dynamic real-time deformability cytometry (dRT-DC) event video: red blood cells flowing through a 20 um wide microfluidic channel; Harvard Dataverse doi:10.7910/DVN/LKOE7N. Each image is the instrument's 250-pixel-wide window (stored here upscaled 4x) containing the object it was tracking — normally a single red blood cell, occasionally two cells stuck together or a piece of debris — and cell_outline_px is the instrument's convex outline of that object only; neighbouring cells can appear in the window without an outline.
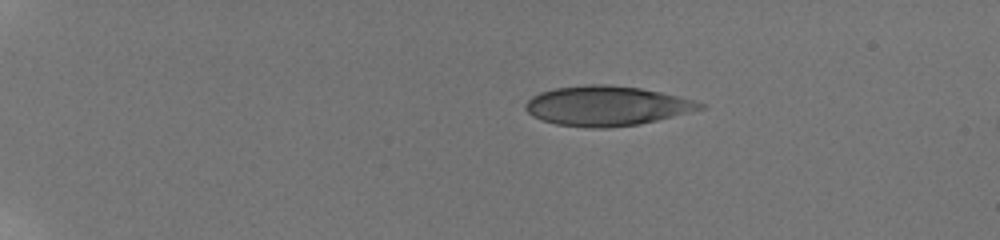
{"species": "human", "species_latin": "Homo sapiens", "temperature_condition": "room temperature", "stored_images_in_passage": 30, "camera_frame_rate_fps": 3000, "um_per_image_px": 0.085, "donor": {"sex": "male"}, "frame": {"image": 1, "passage_image": 1, "time_ms": 0.0, "image_size_px": [1000, 240], "cell_outline_px": [[704, 108], [640, 124], [608, 128], [584, 128], [556, 124], [540, 120], [532, 116], [524, 108], [524, 104], [532, 96], [540, 92], [556, 88], [588, 84], [608, 84], [640, 88], [660, 92], [692, 100], [704, 104]], "centroid_in_image_um": [51.49, 9.01], "position_along_channel_um": 33.5, "area_um2": 40.29}}
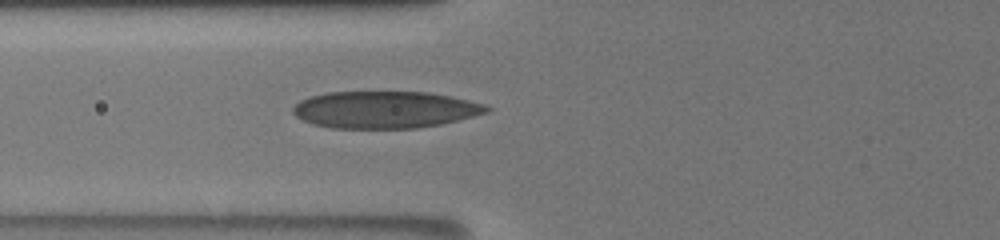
{"frame": {"image": 2, "passage_image": 17, "time_ms": 4.333, "image_size_px": [1000, 240], "cell_outline_px": [[492, 108], [488, 112], [440, 124], [416, 128], [332, 128], [312, 124], [296, 116], [292, 112], [292, 108], [300, 100], [308, 96], [328, 92], [428, 92], [452, 96], [488, 104]], "centroid_in_image_um": [32.72, 9.31], "position_along_channel_um": 93.1, "area_um2": 41.91}}
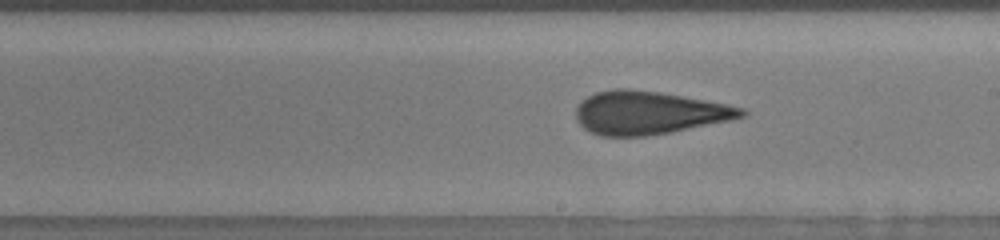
{"frame": {"image": 3, "passage_image": 27, "time_ms": 8.0, "image_size_px": [1000, 240], "cell_outline_px": [[748, 112], [744, 116], [732, 120], [668, 132], [644, 136], [600, 136], [584, 128], [576, 120], [576, 108], [580, 100], [596, 92], [616, 88], [628, 88], [660, 92], [704, 100], [744, 108]], "centroid_in_image_um": [55.11, 9.58], "position_along_channel_um": 233.9, "area_um2": 41.38}}